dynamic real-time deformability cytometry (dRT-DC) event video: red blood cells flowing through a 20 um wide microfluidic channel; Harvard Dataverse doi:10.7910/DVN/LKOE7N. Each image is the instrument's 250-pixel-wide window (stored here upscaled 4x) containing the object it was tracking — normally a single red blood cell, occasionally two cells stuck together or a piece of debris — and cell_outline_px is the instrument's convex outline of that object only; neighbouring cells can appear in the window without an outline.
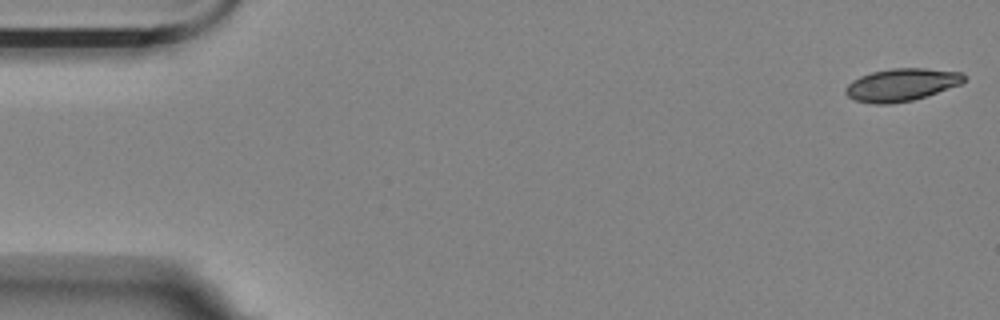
{"species": "Egyptian fruit bat (a non-hibernating species)", "species_latin": "Rousettus aegyptiacus", "temperature_condition": "room temperature", "stored_images_in_passage": 55, "camera_frame_rate_fps": 3000, "um_per_image_px": 0.085, "animal": {"sex": "female"}, "frame": {"image": 1, "passage_image": 1, "time_ms": 0.0, "image_size_px": [1000, 320], "cell_outline_px": [[968, 76], [960, 84], [912, 100], [888, 104], [872, 104], [856, 100], [848, 96], [844, 92], [844, 88], [852, 80], [860, 76], [872, 72], [892, 68], [924, 68], [960, 72]], "centroid_in_image_um": [76.59, 7.2], "position_along_channel_um": 8.4, "area_um2": 22.31}}
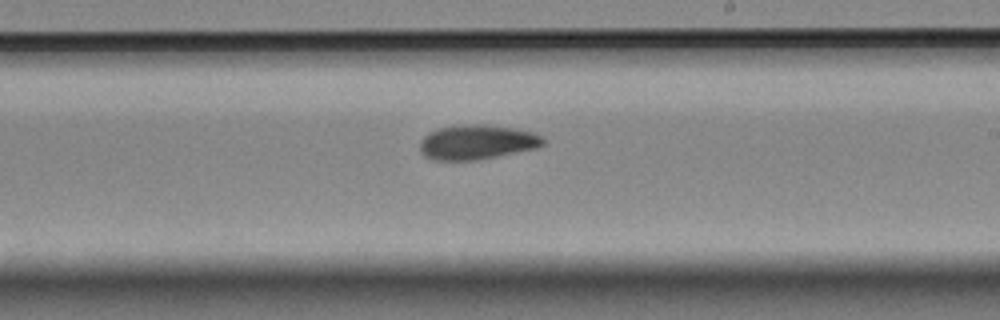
{"frame": {"image": 2, "passage_image": 32, "time_ms": 10.333, "image_size_px": [1000, 320], "cell_outline_px": [[544, 144], [536, 148], [476, 160], [432, 160], [424, 156], [420, 152], [420, 140], [424, 136], [440, 128], [472, 124], [484, 124], [516, 128], [532, 132], [540, 136], [544, 140]], "centroid_in_image_um": [40.53, 12.09], "position_along_channel_um": 248.5, "area_um2": 24.62}}
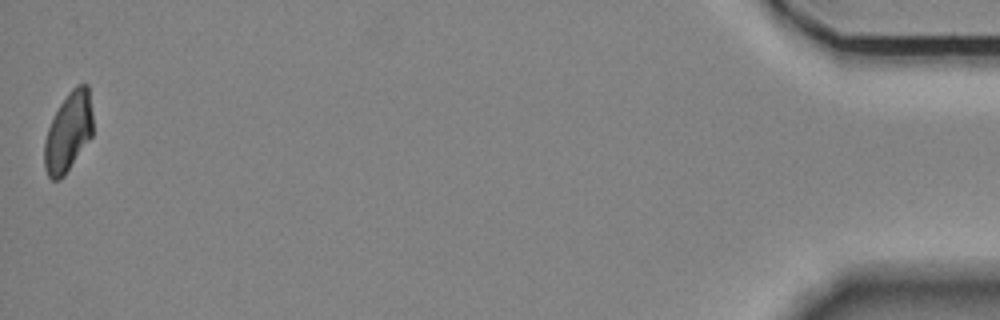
{"frame": {"image": 3, "passage_image": 55, "time_ms": 18.0, "image_size_px": [1000, 320], "cell_outline_px": [[92, 136], [64, 176], [60, 180], [52, 180], [48, 176], [44, 168], [44, 144], [48, 128], [60, 104], [68, 92], [76, 84], [88, 84], [92, 112]], "centroid_in_image_um": [5.81, 11.23], "position_along_channel_um": 429.4, "area_um2": 22.37}, "authors_computed_cell_mechanics": {"area_um2": 24.0448, "velocity_mm_per_s": 3.5728, "shape_relaxation_time_tau1_ms": 8.4342, "shape_relaxation_time_tau2_ms": null, "deformation_change_tau1": 0.1765, "deformation_change_tau2": null}}